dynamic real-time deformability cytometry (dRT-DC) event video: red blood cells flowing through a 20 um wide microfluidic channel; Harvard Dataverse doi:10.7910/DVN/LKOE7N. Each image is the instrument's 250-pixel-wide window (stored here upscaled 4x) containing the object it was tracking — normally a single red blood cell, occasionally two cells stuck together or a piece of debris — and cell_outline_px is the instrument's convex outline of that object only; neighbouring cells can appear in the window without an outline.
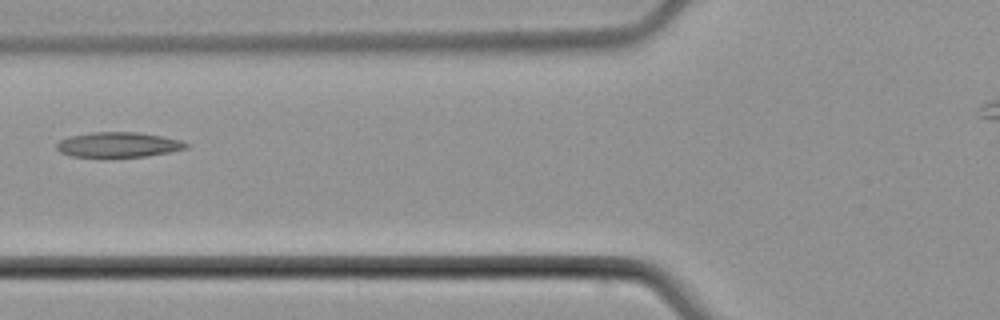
{"species": "common noctule bat (a hibernating species)", "species_latin": "Nyctalus noctula", "temperature_condition": "cold", "stored_images_in_passage": 3, "camera_frame_rate_fps": 3000, "um_per_image_px": 0.085, "animal": {"sex": "male", "body_mass_g": 21.5, "forearm_length_mm": 52.0}, "frame": {"image": 1, "passage_image": 3, "time_ms": 2.333, "image_size_px": [1000, 320], "cell_outline_px": [[188, 148], [168, 152], [144, 156], [104, 160], [72, 156], [60, 152], [56, 148], [56, 144], [60, 140], [68, 136], [92, 132], [140, 132], [180, 140], [188, 144]], "centroid_in_image_um": [9.98, 12.34], "position_along_channel_um": 115.8, "area_um2": 19.65}}